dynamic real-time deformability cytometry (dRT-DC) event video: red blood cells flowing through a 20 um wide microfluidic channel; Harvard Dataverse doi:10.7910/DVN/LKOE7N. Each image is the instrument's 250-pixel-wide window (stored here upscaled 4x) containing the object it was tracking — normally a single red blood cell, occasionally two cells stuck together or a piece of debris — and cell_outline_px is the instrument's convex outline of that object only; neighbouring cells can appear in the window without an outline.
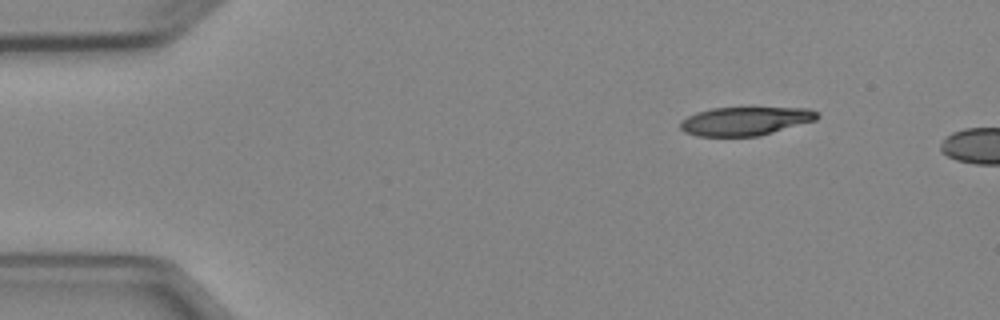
{"species": "Egyptian fruit bat (a non-hibernating species)", "species_latin": "Rousettus aegyptiacus", "temperature_condition": "cold", "stored_images_in_passage": 2, "camera_frame_rate_fps": 3000, "um_per_image_px": 0.085, "animal": {"sex": "female"}, "frame": {"image": 1, "passage_image": 1, "time_ms": 0.0, "image_size_px": [1000, 320], "cell_outline_px": [[820, 116], [816, 120], [760, 136], [696, 136], [684, 132], [680, 128], [680, 120], [696, 112], [712, 108], [808, 108], [820, 112]], "centroid_in_image_um": [63.35, 10.29], "position_along_channel_um": 21.6, "area_um2": 22.89}}